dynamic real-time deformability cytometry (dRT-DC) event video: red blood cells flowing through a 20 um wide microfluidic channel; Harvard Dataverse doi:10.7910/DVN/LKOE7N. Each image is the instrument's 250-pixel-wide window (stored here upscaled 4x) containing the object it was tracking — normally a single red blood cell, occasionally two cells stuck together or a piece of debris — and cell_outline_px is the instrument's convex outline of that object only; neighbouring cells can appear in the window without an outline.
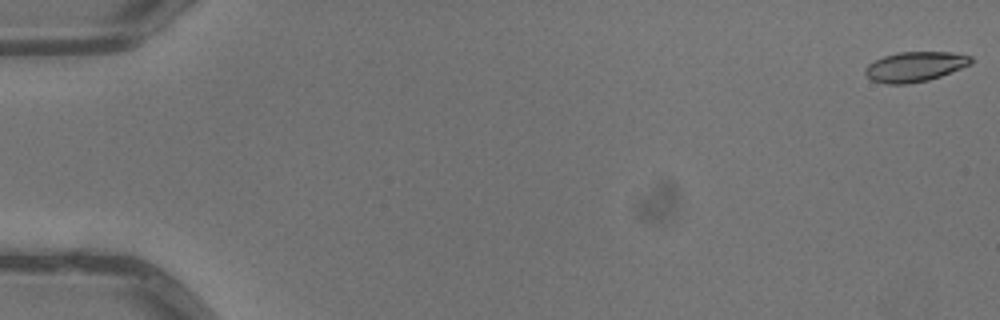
{"species": "common noctule bat (a hibernating species)", "species_latin": "Nyctalus noctula", "temperature_condition": "warm", "stored_images_in_passage": 5, "camera_frame_rate_fps": 3000, "um_per_image_px": 0.085, "animal": {"sex": "male", "body_mass_g": 13.3}, "frame": {"image": 1, "passage_image": 1, "time_ms": 0.0, "image_size_px": [1000, 320], "cell_outline_px": [[972, 64], [940, 76], [928, 80], [908, 84], [884, 84], [872, 80], [864, 72], [864, 68], [868, 64], [884, 56], [896, 52], [952, 52], [972, 56]], "centroid_in_image_um": [77.77, 5.66], "position_along_channel_um": 7.2, "area_um2": 18.5}}
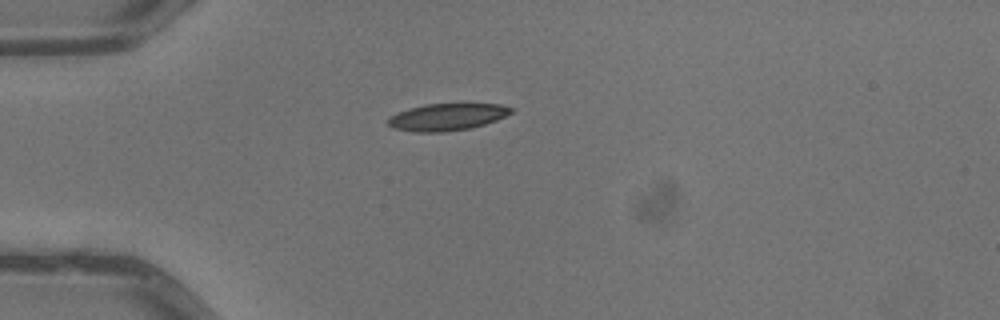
{"frame": {"image": 2, "passage_image": 5, "time_ms": 1.333, "image_size_px": [1000, 320], "cell_outline_px": [[512, 112], [496, 120], [472, 128], [444, 132], [416, 132], [392, 128], [388, 124], [388, 116], [424, 104], [500, 104], [512, 108]], "centroid_in_image_um": [37.98, 9.95], "position_along_channel_um": 47.0, "area_um2": 19.19}}